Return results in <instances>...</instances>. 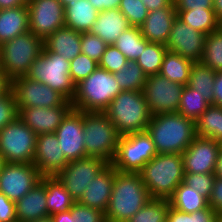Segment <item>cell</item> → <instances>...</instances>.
Masks as SVG:
<instances>
[{
    "label": "cell",
    "mask_w": 222,
    "mask_h": 222,
    "mask_svg": "<svg viewBox=\"0 0 222 222\" xmlns=\"http://www.w3.org/2000/svg\"><path fill=\"white\" fill-rule=\"evenodd\" d=\"M150 199L140 173L119 172L114 168L111 198L105 212L107 222H127Z\"/></svg>",
    "instance_id": "1"
},
{
    "label": "cell",
    "mask_w": 222,
    "mask_h": 222,
    "mask_svg": "<svg viewBox=\"0 0 222 222\" xmlns=\"http://www.w3.org/2000/svg\"><path fill=\"white\" fill-rule=\"evenodd\" d=\"M146 131L158 154H182L197 136L195 121L178 112L152 116Z\"/></svg>",
    "instance_id": "2"
},
{
    "label": "cell",
    "mask_w": 222,
    "mask_h": 222,
    "mask_svg": "<svg viewBox=\"0 0 222 222\" xmlns=\"http://www.w3.org/2000/svg\"><path fill=\"white\" fill-rule=\"evenodd\" d=\"M139 173L151 198L168 200L183 182L182 154H157Z\"/></svg>",
    "instance_id": "3"
},
{
    "label": "cell",
    "mask_w": 222,
    "mask_h": 222,
    "mask_svg": "<svg viewBox=\"0 0 222 222\" xmlns=\"http://www.w3.org/2000/svg\"><path fill=\"white\" fill-rule=\"evenodd\" d=\"M103 113L121 136L145 131L152 117L142 91H121Z\"/></svg>",
    "instance_id": "4"
},
{
    "label": "cell",
    "mask_w": 222,
    "mask_h": 222,
    "mask_svg": "<svg viewBox=\"0 0 222 222\" xmlns=\"http://www.w3.org/2000/svg\"><path fill=\"white\" fill-rule=\"evenodd\" d=\"M120 92L113 73L98 67L89 77L76 84L71 103L74 109L82 112H104Z\"/></svg>",
    "instance_id": "5"
},
{
    "label": "cell",
    "mask_w": 222,
    "mask_h": 222,
    "mask_svg": "<svg viewBox=\"0 0 222 222\" xmlns=\"http://www.w3.org/2000/svg\"><path fill=\"white\" fill-rule=\"evenodd\" d=\"M44 49V40L31 31L1 45L0 69L12 80L25 76Z\"/></svg>",
    "instance_id": "6"
},
{
    "label": "cell",
    "mask_w": 222,
    "mask_h": 222,
    "mask_svg": "<svg viewBox=\"0 0 222 222\" xmlns=\"http://www.w3.org/2000/svg\"><path fill=\"white\" fill-rule=\"evenodd\" d=\"M83 134L86 157H99L111 163L120 134L103 112H83Z\"/></svg>",
    "instance_id": "7"
},
{
    "label": "cell",
    "mask_w": 222,
    "mask_h": 222,
    "mask_svg": "<svg viewBox=\"0 0 222 222\" xmlns=\"http://www.w3.org/2000/svg\"><path fill=\"white\" fill-rule=\"evenodd\" d=\"M25 76L46 84L70 102L76 93V84L70 77V61L55 52L43 50Z\"/></svg>",
    "instance_id": "8"
},
{
    "label": "cell",
    "mask_w": 222,
    "mask_h": 222,
    "mask_svg": "<svg viewBox=\"0 0 222 222\" xmlns=\"http://www.w3.org/2000/svg\"><path fill=\"white\" fill-rule=\"evenodd\" d=\"M157 154L155 144L146 130L129 133L120 136L110 164L119 172L139 173Z\"/></svg>",
    "instance_id": "9"
},
{
    "label": "cell",
    "mask_w": 222,
    "mask_h": 222,
    "mask_svg": "<svg viewBox=\"0 0 222 222\" xmlns=\"http://www.w3.org/2000/svg\"><path fill=\"white\" fill-rule=\"evenodd\" d=\"M37 135L19 116L0 130V153L7 163H33Z\"/></svg>",
    "instance_id": "10"
},
{
    "label": "cell",
    "mask_w": 222,
    "mask_h": 222,
    "mask_svg": "<svg viewBox=\"0 0 222 222\" xmlns=\"http://www.w3.org/2000/svg\"><path fill=\"white\" fill-rule=\"evenodd\" d=\"M183 88L159 74L148 76L142 92L151 115L178 112Z\"/></svg>",
    "instance_id": "11"
},
{
    "label": "cell",
    "mask_w": 222,
    "mask_h": 222,
    "mask_svg": "<svg viewBox=\"0 0 222 222\" xmlns=\"http://www.w3.org/2000/svg\"><path fill=\"white\" fill-rule=\"evenodd\" d=\"M18 112L23 107H46L62 105L66 99L46 84L20 76L11 80V88Z\"/></svg>",
    "instance_id": "12"
},
{
    "label": "cell",
    "mask_w": 222,
    "mask_h": 222,
    "mask_svg": "<svg viewBox=\"0 0 222 222\" xmlns=\"http://www.w3.org/2000/svg\"><path fill=\"white\" fill-rule=\"evenodd\" d=\"M109 163L99 157L81 158L68 162L56 177L70 195L78 201L91 180Z\"/></svg>",
    "instance_id": "13"
},
{
    "label": "cell",
    "mask_w": 222,
    "mask_h": 222,
    "mask_svg": "<svg viewBox=\"0 0 222 222\" xmlns=\"http://www.w3.org/2000/svg\"><path fill=\"white\" fill-rule=\"evenodd\" d=\"M42 175L33 163H5L0 173V193L11 201L20 200L37 183Z\"/></svg>",
    "instance_id": "14"
},
{
    "label": "cell",
    "mask_w": 222,
    "mask_h": 222,
    "mask_svg": "<svg viewBox=\"0 0 222 222\" xmlns=\"http://www.w3.org/2000/svg\"><path fill=\"white\" fill-rule=\"evenodd\" d=\"M29 31L45 40L57 29L65 26L64 6L58 0H30L26 3Z\"/></svg>",
    "instance_id": "15"
},
{
    "label": "cell",
    "mask_w": 222,
    "mask_h": 222,
    "mask_svg": "<svg viewBox=\"0 0 222 222\" xmlns=\"http://www.w3.org/2000/svg\"><path fill=\"white\" fill-rule=\"evenodd\" d=\"M221 142L196 136L182 153L184 173H214Z\"/></svg>",
    "instance_id": "16"
},
{
    "label": "cell",
    "mask_w": 222,
    "mask_h": 222,
    "mask_svg": "<svg viewBox=\"0 0 222 222\" xmlns=\"http://www.w3.org/2000/svg\"><path fill=\"white\" fill-rule=\"evenodd\" d=\"M206 34L194 30L176 17L170 31L166 48L193 62L203 56Z\"/></svg>",
    "instance_id": "17"
},
{
    "label": "cell",
    "mask_w": 222,
    "mask_h": 222,
    "mask_svg": "<svg viewBox=\"0 0 222 222\" xmlns=\"http://www.w3.org/2000/svg\"><path fill=\"white\" fill-rule=\"evenodd\" d=\"M59 147L70 162L86 157L83 134V112L72 109L54 132Z\"/></svg>",
    "instance_id": "18"
},
{
    "label": "cell",
    "mask_w": 222,
    "mask_h": 222,
    "mask_svg": "<svg viewBox=\"0 0 222 222\" xmlns=\"http://www.w3.org/2000/svg\"><path fill=\"white\" fill-rule=\"evenodd\" d=\"M72 109V103L66 100L62 105L51 108L23 107L18 116L36 135H39L54 133Z\"/></svg>",
    "instance_id": "19"
},
{
    "label": "cell",
    "mask_w": 222,
    "mask_h": 222,
    "mask_svg": "<svg viewBox=\"0 0 222 222\" xmlns=\"http://www.w3.org/2000/svg\"><path fill=\"white\" fill-rule=\"evenodd\" d=\"M68 162L55 133L37 135L33 164L42 176H56Z\"/></svg>",
    "instance_id": "20"
},
{
    "label": "cell",
    "mask_w": 222,
    "mask_h": 222,
    "mask_svg": "<svg viewBox=\"0 0 222 222\" xmlns=\"http://www.w3.org/2000/svg\"><path fill=\"white\" fill-rule=\"evenodd\" d=\"M113 182L114 167L109 163L91 180L78 202L105 213L111 198Z\"/></svg>",
    "instance_id": "21"
},
{
    "label": "cell",
    "mask_w": 222,
    "mask_h": 222,
    "mask_svg": "<svg viewBox=\"0 0 222 222\" xmlns=\"http://www.w3.org/2000/svg\"><path fill=\"white\" fill-rule=\"evenodd\" d=\"M176 17L174 1L168 7L150 11L140 26L141 34L149 42L166 46Z\"/></svg>",
    "instance_id": "22"
},
{
    "label": "cell",
    "mask_w": 222,
    "mask_h": 222,
    "mask_svg": "<svg viewBox=\"0 0 222 222\" xmlns=\"http://www.w3.org/2000/svg\"><path fill=\"white\" fill-rule=\"evenodd\" d=\"M17 222H32L49 216L45 184L40 181L15 202Z\"/></svg>",
    "instance_id": "23"
},
{
    "label": "cell",
    "mask_w": 222,
    "mask_h": 222,
    "mask_svg": "<svg viewBox=\"0 0 222 222\" xmlns=\"http://www.w3.org/2000/svg\"><path fill=\"white\" fill-rule=\"evenodd\" d=\"M130 27L119 9L100 11L90 33L97 35L107 45H113L123 31Z\"/></svg>",
    "instance_id": "24"
},
{
    "label": "cell",
    "mask_w": 222,
    "mask_h": 222,
    "mask_svg": "<svg viewBox=\"0 0 222 222\" xmlns=\"http://www.w3.org/2000/svg\"><path fill=\"white\" fill-rule=\"evenodd\" d=\"M44 51H52L71 61L81 54V33L66 26L57 29L44 40Z\"/></svg>",
    "instance_id": "25"
},
{
    "label": "cell",
    "mask_w": 222,
    "mask_h": 222,
    "mask_svg": "<svg viewBox=\"0 0 222 222\" xmlns=\"http://www.w3.org/2000/svg\"><path fill=\"white\" fill-rule=\"evenodd\" d=\"M29 31L27 4L0 10V45Z\"/></svg>",
    "instance_id": "26"
},
{
    "label": "cell",
    "mask_w": 222,
    "mask_h": 222,
    "mask_svg": "<svg viewBox=\"0 0 222 222\" xmlns=\"http://www.w3.org/2000/svg\"><path fill=\"white\" fill-rule=\"evenodd\" d=\"M64 10L65 26L79 33L90 32L99 14L88 0L69 2Z\"/></svg>",
    "instance_id": "27"
},
{
    "label": "cell",
    "mask_w": 222,
    "mask_h": 222,
    "mask_svg": "<svg viewBox=\"0 0 222 222\" xmlns=\"http://www.w3.org/2000/svg\"><path fill=\"white\" fill-rule=\"evenodd\" d=\"M46 188V205L49 216L70 210L76 202L56 176H42Z\"/></svg>",
    "instance_id": "28"
},
{
    "label": "cell",
    "mask_w": 222,
    "mask_h": 222,
    "mask_svg": "<svg viewBox=\"0 0 222 222\" xmlns=\"http://www.w3.org/2000/svg\"><path fill=\"white\" fill-rule=\"evenodd\" d=\"M194 62L188 58L167 50L159 75L167 78L171 82L188 84L191 66Z\"/></svg>",
    "instance_id": "29"
},
{
    "label": "cell",
    "mask_w": 222,
    "mask_h": 222,
    "mask_svg": "<svg viewBox=\"0 0 222 222\" xmlns=\"http://www.w3.org/2000/svg\"><path fill=\"white\" fill-rule=\"evenodd\" d=\"M168 200L171 207L185 213L200 211L209 206L205 197L184 182L180 183Z\"/></svg>",
    "instance_id": "30"
},
{
    "label": "cell",
    "mask_w": 222,
    "mask_h": 222,
    "mask_svg": "<svg viewBox=\"0 0 222 222\" xmlns=\"http://www.w3.org/2000/svg\"><path fill=\"white\" fill-rule=\"evenodd\" d=\"M216 71L201 62H194L191 66L187 86L196 89L202 96L213 104V89Z\"/></svg>",
    "instance_id": "31"
},
{
    "label": "cell",
    "mask_w": 222,
    "mask_h": 222,
    "mask_svg": "<svg viewBox=\"0 0 222 222\" xmlns=\"http://www.w3.org/2000/svg\"><path fill=\"white\" fill-rule=\"evenodd\" d=\"M196 135L222 141V107L211 104L195 121Z\"/></svg>",
    "instance_id": "32"
},
{
    "label": "cell",
    "mask_w": 222,
    "mask_h": 222,
    "mask_svg": "<svg viewBox=\"0 0 222 222\" xmlns=\"http://www.w3.org/2000/svg\"><path fill=\"white\" fill-rule=\"evenodd\" d=\"M177 18L189 25L194 30L203 32L208 35L219 27V20L217 19L213 9H192L185 11H176Z\"/></svg>",
    "instance_id": "33"
},
{
    "label": "cell",
    "mask_w": 222,
    "mask_h": 222,
    "mask_svg": "<svg viewBox=\"0 0 222 222\" xmlns=\"http://www.w3.org/2000/svg\"><path fill=\"white\" fill-rule=\"evenodd\" d=\"M149 41L141 34L140 27L130 26L122 32L113 44L128 61H136Z\"/></svg>",
    "instance_id": "34"
},
{
    "label": "cell",
    "mask_w": 222,
    "mask_h": 222,
    "mask_svg": "<svg viewBox=\"0 0 222 222\" xmlns=\"http://www.w3.org/2000/svg\"><path fill=\"white\" fill-rule=\"evenodd\" d=\"M211 105L196 89L184 86L178 113L186 118L196 121Z\"/></svg>",
    "instance_id": "35"
},
{
    "label": "cell",
    "mask_w": 222,
    "mask_h": 222,
    "mask_svg": "<svg viewBox=\"0 0 222 222\" xmlns=\"http://www.w3.org/2000/svg\"><path fill=\"white\" fill-rule=\"evenodd\" d=\"M121 91H143L147 76L136 61H128L122 69L113 73Z\"/></svg>",
    "instance_id": "36"
},
{
    "label": "cell",
    "mask_w": 222,
    "mask_h": 222,
    "mask_svg": "<svg viewBox=\"0 0 222 222\" xmlns=\"http://www.w3.org/2000/svg\"><path fill=\"white\" fill-rule=\"evenodd\" d=\"M167 50L165 45L153 42L147 43L145 50L136 60L147 77L159 74Z\"/></svg>",
    "instance_id": "37"
},
{
    "label": "cell",
    "mask_w": 222,
    "mask_h": 222,
    "mask_svg": "<svg viewBox=\"0 0 222 222\" xmlns=\"http://www.w3.org/2000/svg\"><path fill=\"white\" fill-rule=\"evenodd\" d=\"M202 64L214 71H222V31L218 28L206 36Z\"/></svg>",
    "instance_id": "38"
},
{
    "label": "cell",
    "mask_w": 222,
    "mask_h": 222,
    "mask_svg": "<svg viewBox=\"0 0 222 222\" xmlns=\"http://www.w3.org/2000/svg\"><path fill=\"white\" fill-rule=\"evenodd\" d=\"M169 200L151 198L127 222H166Z\"/></svg>",
    "instance_id": "39"
},
{
    "label": "cell",
    "mask_w": 222,
    "mask_h": 222,
    "mask_svg": "<svg viewBox=\"0 0 222 222\" xmlns=\"http://www.w3.org/2000/svg\"><path fill=\"white\" fill-rule=\"evenodd\" d=\"M219 216L210 206L193 213H185L170 206L166 222H218Z\"/></svg>",
    "instance_id": "40"
},
{
    "label": "cell",
    "mask_w": 222,
    "mask_h": 222,
    "mask_svg": "<svg viewBox=\"0 0 222 222\" xmlns=\"http://www.w3.org/2000/svg\"><path fill=\"white\" fill-rule=\"evenodd\" d=\"M118 9L133 27H140L148 14L146 6L140 0H121Z\"/></svg>",
    "instance_id": "41"
},
{
    "label": "cell",
    "mask_w": 222,
    "mask_h": 222,
    "mask_svg": "<svg viewBox=\"0 0 222 222\" xmlns=\"http://www.w3.org/2000/svg\"><path fill=\"white\" fill-rule=\"evenodd\" d=\"M215 179L214 173H184L183 182L209 200Z\"/></svg>",
    "instance_id": "42"
},
{
    "label": "cell",
    "mask_w": 222,
    "mask_h": 222,
    "mask_svg": "<svg viewBox=\"0 0 222 222\" xmlns=\"http://www.w3.org/2000/svg\"><path fill=\"white\" fill-rule=\"evenodd\" d=\"M98 68V63L84 54L70 61V77L75 84L89 77Z\"/></svg>",
    "instance_id": "43"
},
{
    "label": "cell",
    "mask_w": 222,
    "mask_h": 222,
    "mask_svg": "<svg viewBox=\"0 0 222 222\" xmlns=\"http://www.w3.org/2000/svg\"><path fill=\"white\" fill-rule=\"evenodd\" d=\"M108 45L97 35L81 33V52L99 63Z\"/></svg>",
    "instance_id": "44"
},
{
    "label": "cell",
    "mask_w": 222,
    "mask_h": 222,
    "mask_svg": "<svg viewBox=\"0 0 222 222\" xmlns=\"http://www.w3.org/2000/svg\"><path fill=\"white\" fill-rule=\"evenodd\" d=\"M128 63L127 58L115 46L108 45L101 57L98 67L107 70L110 73L118 72Z\"/></svg>",
    "instance_id": "45"
},
{
    "label": "cell",
    "mask_w": 222,
    "mask_h": 222,
    "mask_svg": "<svg viewBox=\"0 0 222 222\" xmlns=\"http://www.w3.org/2000/svg\"><path fill=\"white\" fill-rule=\"evenodd\" d=\"M72 222H107L104 212L82 205L76 201L70 208Z\"/></svg>",
    "instance_id": "46"
},
{
    "label": "cell",
    "mask_w": 222,
    "mask_h": 222,
    "mask_svg": "<svg viewBox=\"0 0 222 222\" xmlns=\"http://www.w3.org/2000/svg\"><path fill=\"white\" fill-rule=\"evenodd\" d=\"M18 108L10 89L0 96V130L18 117Z\"/></svg>",
    "instance_id": "47"
},
{
    "label": "cell",
    "mask_w": 222,
    "mask_h": 222,
    "mask_svg": "<svg viewBox=\"0 0 222 222\" xmlns=\"http://www.w3.org/2000/svg\"><path fill=\"white\" fill-rule=\"evenodd\" d=\"M0 222H17L15 202L0 193Z\"/></svg>",
    "instance_id": "48"
},
{
    "label": "cell",
    "mask_w": 222,
    "mask_h": 222,
    "mask_svg": "<svg viewBox=\"0 0 222 222\" xmlns=\"http://www.w3.org/2000/svg\"><path fill=\"white\" fill-rule=\"evenodd\" d=\"M176 11L213 9V0H174Z\"/></svg>",
    "instance_id": "49"
},
{
    "label": "cell",
    "mask_w": 222,
    "mask_h": 222,
    "mask_svg": "<svg viewBox=\"0 0 222 222\" xmlns=\"http://www.w3.org/2000/svg\"><path fill=\"white\" fill-rule=\"evenodd\" d=\"M208 203L216 213L222 214V178L216 177Z\"/></svg>",
    "instance_id": "50"
},
{
    "label": "cell",
    "mask_w": 222,
    "mask_h": 222,
    "mask_svg": "<svg viewBox=\"0 0 222 222\" xmlns=\"http://www.w3.org/2000/svg\"><path fill=\"white\" fill-rule=\"evenodd\" d=\"M213 105L222 107V71L216 72L213 89Z\"/></svg>",
    "instance_id": "51"
},
{
    "label": "cell",
    "mask_w": 222,
    "mask_h": 222,
    "mask_svg": "<svg viewBox=\"0 0 222 222\" xmlns=\"http://www.w3.org/2000/svg\"><path fill=\"white\" fill-rule=\"evenodd\" d=\"M97 11L118 9L121 0H88Z\"/></svg>",
    "instance_id": "52"
},
{
    "label": "cell",
    "mask_w": 222,
    "mask_h": 222,
    "mask_svg": "<svg viewBox=\"0 0 222 222\" xmlns=\"http://www.w3.org/2000/svg\"><path fill=\"white\" fill-rule=\"evenodd\" d=\"M148 12L168 7L174 0H140Z\"/></svg>",
    "instance_id": "53"
},
{
    "label": "cell",
    "mask_w": 222,
    "mask_h": 222,
    "mask_svg": "<svg viewBox=\"0 0 222 222\" xmlns=\"http://www.w3.org/2000/svg\"><path fill=\"white\" fill-rule=\"evenodd\" d=\"M11 88V80L0 69V96L8 92Z\"/></svg>",
    "instance_id": "54"
},
{
    "label": "cell",
    "mask_w": 222,
    "mask_h": 222,
    "mask_svg": "<svg viewBox=\"0 0 222 222\" xmlns=\"http://www.w3.org/2000/svg\"><path fill=\"white\" fill-rule=\"evenodd\" d=\"M53 222H72L71 210L51 215Z\"/></svg>",
    "instance_id": "55"
},
{
    "label": "cell",
    "mask_w": 222,
    "mask_h": 222,
    "mask_svg": "<svg viewBox=\"0 0 222 222\" xmlns=\"http://www.w3.org/2000/svg\"><path fill=\"white\" fill-rule=\"evenodd\" d=\"M25 4L23 0H0V10L14 8Z\"/></svg>",
    "instance_id": "56"
},
{
    "label": "cell",
    "mask_w": 222,
    "mask_h": 222,
    "mask_svg": "<svg viewBox=\"0 0 222 222\" xmlns=\"http://www.w3.org/2000/svg\"><path fill=\"white\" fill-rule=\"evenodd\" d=\"M213 11L220 21L222 19V0H213Z\"/></svg>",
    "instance_id": "57"
},
{
    "label": "cell",
    "mask_w": 222,
    "mask_h": 222,
    "mask_svg": "<svg viewBox=\"0 0 222 222\" xmlns=\"http://www.w3.org/2000/svg\"><path fill=\"white\" fill-rule=\"evenodd\" d=\"M214 174L216 177L222 178V148L218 155Z\"/></svg>",
    "instance_id": "58"
},
{
    "label": "cell",
    "mask_w": 222,
    "mask_h": 222,
    "mask_svg": "<svg viewBox=\"0 0 222 222\" xmlns=\"http://www.w3.org/2000/svg\"><path fill=\"white\" fill-rule=\"evenodd\" d=\"M32 222H53V220H52L51 216H47V217L40 218V219H38L36 221H32Z\"/></svg>",
    "instance_id": "59"
},
{
    "label": "cell",
    "mask_w": 222,
    "mask_h": 222,
    "mask_svg": "<svg viewBox=\"0 0 222 222\" xmlns=\"http://www.w3.org/2000/svg\"><path fill=\"white\" fill-rule=\"evenodd\" d=\"M5 159H4V157L1 155V153H0V173H1V171H2V168H3V166L5 165Z\"/></svg>",
    "instance_id": "60"
},
{
    "label": "cell",
    "mask_w": 222,
    "mask_h": 222,
    "mask_svg": "<svg viewBox=\"0 0 222 222\" xmlns=\"http://www.w3.org/2000/svg\"><path fill=\"white\" fill-rule=\"evenodd\" d=\"M58 1L65 7L69 2L77 1V0H58Z\"/></svg>",
    "instance_id": "61"
},
{
    "label": "cell",
    "mask_w": 222,
    "mask_h": 222,
    "mask_svg": "<svg viewBox=\"0 0 222 222\" xmlns=\"http://www.w3.org/2000/svg\"><path fill=\"white\" fill-rule=\"evenodd\" d=\"M218 28L222 31V19L219 21V27Z\"/></svg>",
    "instance_id": "62"
},
{
    "label": "cell",
    "mask_w": 222,
    "mask_h": 222,
    "mask_svg": "<svg viewBox=\"0 0 222 222\" xmlns=\"http://www.w3.org/2000/svg\"><path fill=\"white\" fill-rule=\"evenodd\" d=\"M218 222H222V214L219 216Z\"/></svg>",
    "instance_id": "63"
}]
</instances>
